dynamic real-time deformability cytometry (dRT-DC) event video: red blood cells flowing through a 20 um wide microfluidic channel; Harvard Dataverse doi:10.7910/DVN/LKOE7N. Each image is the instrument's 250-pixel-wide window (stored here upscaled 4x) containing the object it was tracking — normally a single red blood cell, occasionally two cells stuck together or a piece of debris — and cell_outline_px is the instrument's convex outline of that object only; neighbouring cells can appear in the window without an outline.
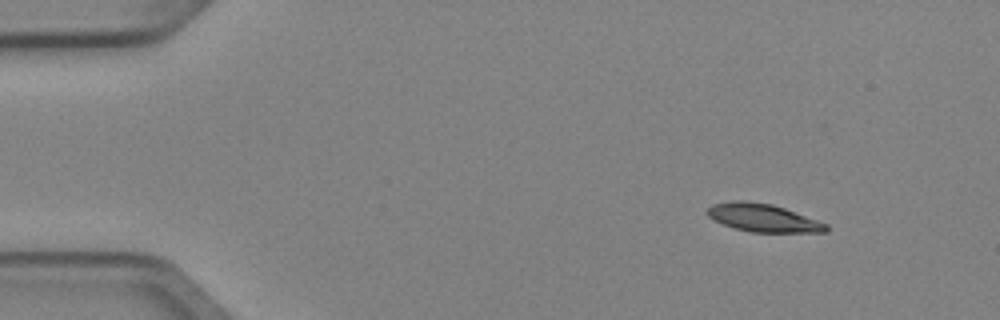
{"species": "Egyptian fruit bat (a non-hibernating species)", "species_latin": "Rousettus aegyptiacus", "temperature_condition": "cold", "stored_images_in_passage": 5, "camera_frame_rate_fps": 3000, "um_per_image_px": 0.085, "animal": {"sex": "female"}, "frame": {"image": 1, "passage_image": 1, "time_ms": 0.0, "image_size_px": [1000, 320], "cell_outline_px": [[828, 232], [752, 232], [732, 228], [712, 220], [704, 212], [712, 204], [732, 200], [744, 200], [772, 204], [784, 208], [828, 224]], "centroid_in_image_um": [64.8, 18.51], "position_along_channel_um": 20.2, "area_um2": 19.54}}
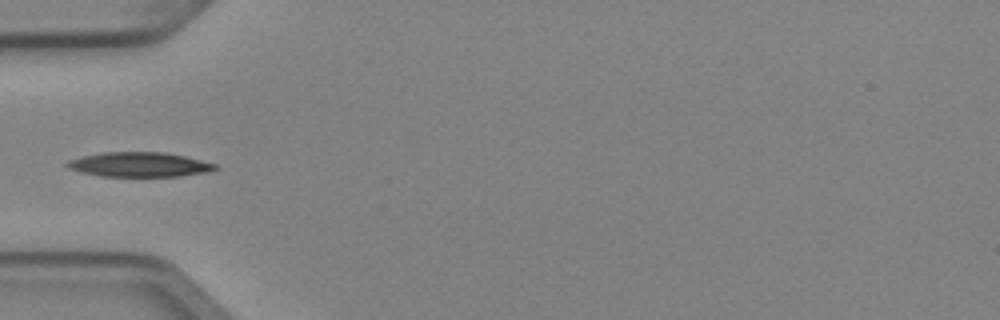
{"frame": {"image": 2, "passage_image": 4, "time_ms": 1.0, "image_size_px": [1000, 320], "cell_outline_px": [[220, 168], [208, 172], [180, 176], [100, 176], [68, 168], [64, 164], [68, 160], [80, 156], [104, 152], [164, 152], [184, 156], [216, 164]], "centroid_in_image_um": [11.84, 13.98], "position_along_channel_um": 73.2, "area_um2": 21.21}}
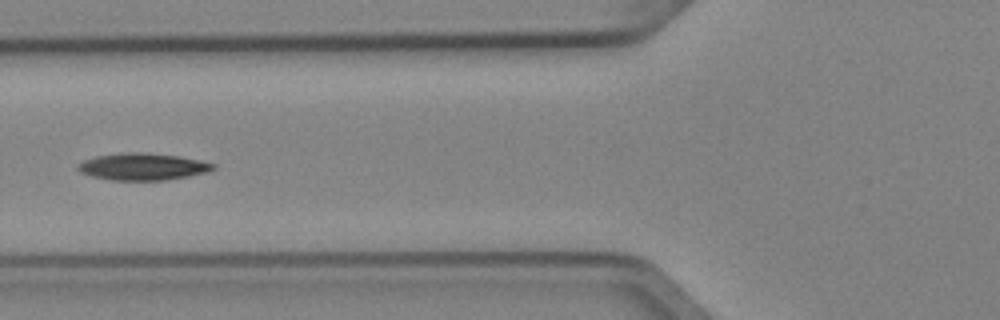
{"frame": {"image": 3, "passage_image": 5, "time_ms": 1.333, "image_size_px": [1000, 320], "cell_outline_px": [[216, 168], [208, 172], [188, 176], [164, 180], [112, 180], [92, 176], [80, 172], [76, 168], [76, 164], [84, 160], [96, 156], [128, 152], [140, 152], [180, 156], [200, 160], [216, 164]], "centroid_in_image_um": [12.14, 14.16], "position_along_channel_um": 113.7, "area_um2": 21.27}}